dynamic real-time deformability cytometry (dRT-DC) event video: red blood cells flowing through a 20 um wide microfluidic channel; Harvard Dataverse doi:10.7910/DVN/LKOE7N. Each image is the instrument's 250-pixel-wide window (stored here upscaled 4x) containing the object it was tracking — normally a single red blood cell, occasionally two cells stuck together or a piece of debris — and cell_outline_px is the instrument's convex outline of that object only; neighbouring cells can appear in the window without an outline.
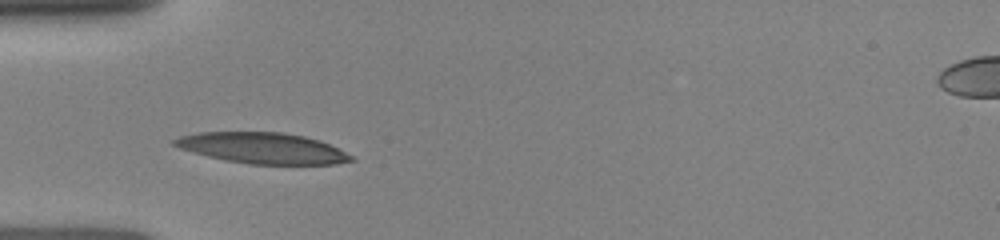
{"species": "human", "species_latin": "Homo sapiens", "temperature_condition": "room temperature", "stored_images_in_passage": 3, "camera_frame_rate_fps": 3000, "um_per_image_px": 0.085, "donor": {"sex": "female"}, "frame": {"image": 1, "passage_image": 2, "time_ms": 1.0, "image_size_px": [1000, 240], "cell_outline_px": [[356, 160], [336, 164], [248, 164], [224, 160], [192, 152], [180, 148], [172, 144], [172, 140], [180, 136], [196, 132], [284, 132], [304, 136], [320, 140], [352, 156]], "centroid_in_image_um": [22.29, 12.58], "position_along_channel_um": 62.7, "area_um2": 31.79}}